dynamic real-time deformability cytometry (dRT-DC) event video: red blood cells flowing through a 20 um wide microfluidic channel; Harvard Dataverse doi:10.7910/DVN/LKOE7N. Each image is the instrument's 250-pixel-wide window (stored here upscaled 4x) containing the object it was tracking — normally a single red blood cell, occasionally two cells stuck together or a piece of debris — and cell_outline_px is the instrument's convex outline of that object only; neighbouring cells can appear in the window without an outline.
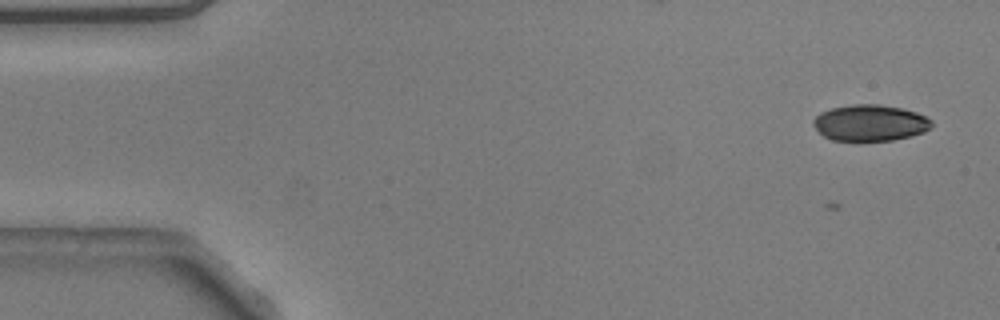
{"species": "common noctule bat (a hibernating species)", "species_latin": "Nyctalus noctula", "temperature_condition": "warm", "stored_images_in_passage": 3, "camera_frame_rate_fps": 3000, "um_per_image_px": 0.085, "animal": {"sex": "male", "body_mass_g": 20.5, "forearm_length_mm": 52.5}, "frame": {"image": 1, "passage_image": 3, "time_ms": 0.667, "image_size_px": [1000, 320], "cell_outline_px": [[932, 128], [924, 132], [912, 136], [892, 140], [832, 140], [824, 136], [812, 124], [812, 120], [820, 112], [832, 108], [852, 104], [880, 104], [904, 108], [916, 112], [932, 120]], "centroid_in_image_um": [73.98, 10.43], "position_along_channel_um": 11.0, "area_um2": 25.09}}